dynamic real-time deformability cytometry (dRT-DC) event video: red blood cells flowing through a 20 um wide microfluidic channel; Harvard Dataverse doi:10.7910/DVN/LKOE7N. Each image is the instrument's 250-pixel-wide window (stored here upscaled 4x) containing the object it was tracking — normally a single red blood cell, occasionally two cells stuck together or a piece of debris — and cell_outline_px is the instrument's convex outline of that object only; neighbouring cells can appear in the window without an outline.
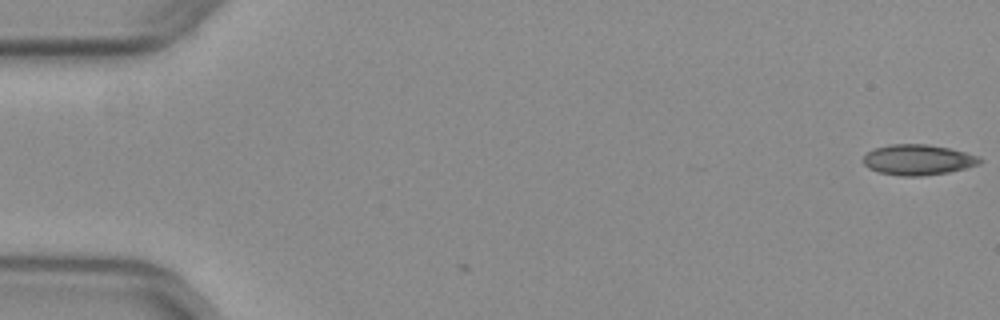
{"species": "common noctule bat (a hibernating species)", "species_latin": "Nyctalus noctula", "temperature_condition": "warm", "stored_images_in_passage": 2, "camera_frame_rate_fps": 3000, "um_per_image_px": 0.085, "animal": {"sex": "female", "body_mass_g": 29.2, "forearm_length_mm": 56.3}, "frame": {"image": 1, "passage_image": 2, "time_ms": 0.333, "image_size_px": [1000, 320], "cell_outline_px": [[984, 160], [980, 164], [948, 172], [920, 176], [900, 176], [880, 172], [868, 168], [864, 164], [864, 156], [868, 152], [876, 148], [888, 144], [928, 144], [948, 148], [980, 156]], "centroid_in_image_um": [78.05, 13.58], "position_along_channel_um": 7.0, "area_um2": 20.63}}